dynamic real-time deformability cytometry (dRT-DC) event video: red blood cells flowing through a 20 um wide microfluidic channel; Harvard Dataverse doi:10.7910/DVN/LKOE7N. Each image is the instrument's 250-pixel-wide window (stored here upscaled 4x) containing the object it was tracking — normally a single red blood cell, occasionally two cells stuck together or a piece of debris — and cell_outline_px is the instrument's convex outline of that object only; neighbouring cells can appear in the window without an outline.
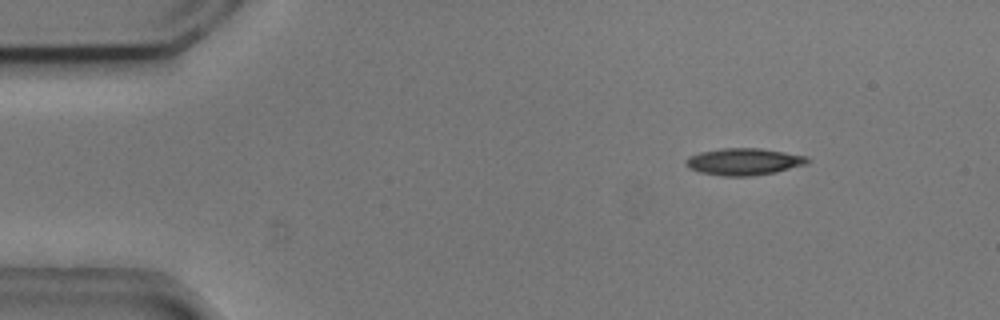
{"species": "common noctule bat (a hibernating species)", "species_latin": "Nyctalus noctula", "temperature_condition": "cold", "stored_images_in_passage": 4, "camera_frame_rate_fps": 3000, "um_per_image_px": 0.085, "animal": {"sex": "male", "body_mass_g": 20.5, "forearm_length_mm": 52.5}, "frame": {"image": 1, "passage_image": 2, "time_ms": 0.333, "image_size_px": [1000, 320], "cell_outline_px": [[812, 160], [808, 164], [776, 172], [752, 176], [724, 176], [700, 172], [688, 168], [684, 164], [684, 160], [688, 156], [700, 152], [724, 148], [760, 148], [808, 156]], "centroid_in_image_um": [63.24, 13.74], "position_along_channel_um": 21.8, "area_um2": 19.31}}